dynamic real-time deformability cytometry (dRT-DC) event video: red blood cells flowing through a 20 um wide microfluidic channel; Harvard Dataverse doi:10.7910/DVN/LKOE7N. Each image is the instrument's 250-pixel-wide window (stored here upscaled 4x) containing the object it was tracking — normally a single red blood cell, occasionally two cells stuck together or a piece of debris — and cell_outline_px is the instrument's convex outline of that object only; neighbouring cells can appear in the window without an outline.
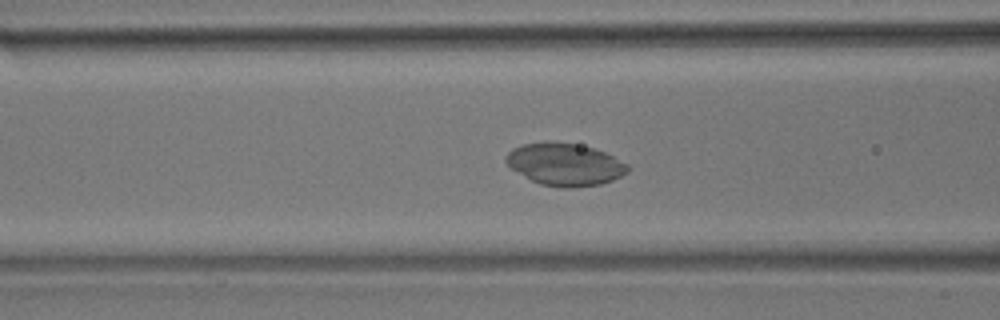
{"species": "common noctule bat (a hibernating species)", "species_latin": "Nyctalus noctula", "temperature_condition": "room temperature", "stored_images_in_passage": 53, "camera_frame_rate_fps": 3000, "um_per_image_px": 0.085, "animal": {"sex": "male", "body_mass_g": 17.9}, "frame": {"image": 1, "passage_image": 20, "time_ms": 6.333, "image_size_px": [1000, 320], "cell_outline_px": [[628, 172], [612, 180], [600, 184], [572, 188], [560, 188], [540, 184], [532, 180], [512, 168], [504, 160], [504, 156], [512, 148], [520, 144], [548, 140], [576, 144], [592, 148], [604, 152], [628, 164]], "centroid_in_image_um": [47.98, 13.96], "position_along_channel_um": 118.6, "area_um2": 30.11}}
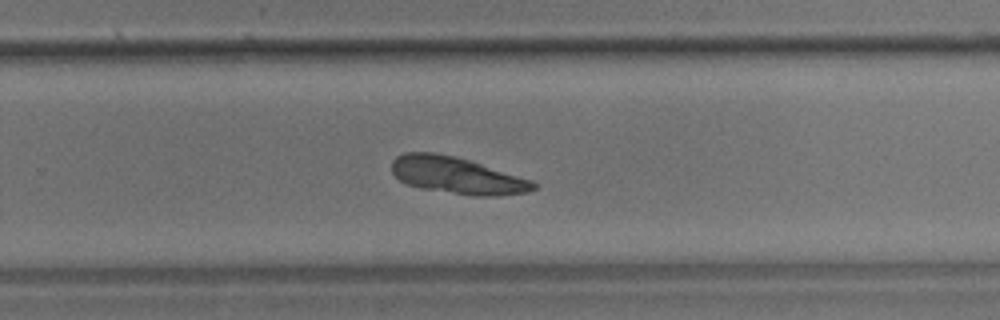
{"frame": {"image": 2, "passage_image": 34, "time_ms": 11.0, "image_size_px": [1000, 320], "cell_outline_px": [[540, 184], [536, 188], [528, 192], [496, 196], [472, 196], [420, 188], [408, 184], [400, 180], [392, 172], [392, 160], [396, 156], [404, 152], [432, 152], [452, 156], [468, 160], [532, 180]], "centroid_in_image_um": [38.85, 14.92], "position_along_channel_um": 291.0, "area_um2": 30.29}}
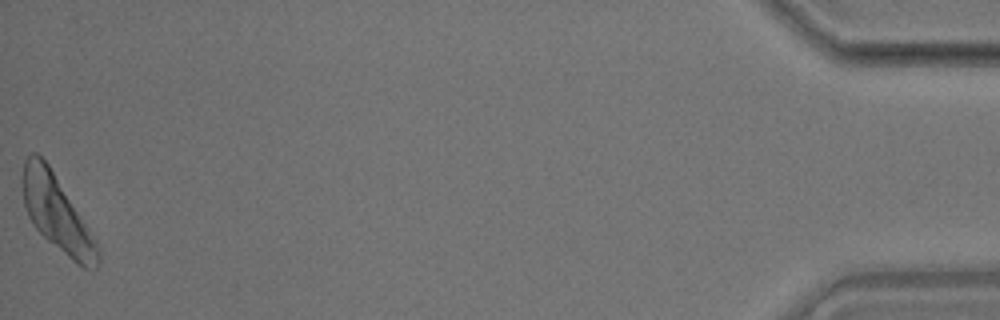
{"frame": {"image": 3, "passage_image": 53, "time_ms": 17.333, "image_size_px": [1000, 320], "cell_outline_px": [[100, 260], [96, 268], [84, 268], [76, 264], [48, 240], [36, 228], [28, 216], [24, 204], [20, 184], [20, 180], [24, 160], [32, 152], [36, 152], [48, 164], [96, 240], [100, 248]], "centroid_in_image_um": [4.81, 18.14], "position_along_channel_um": 430.4, "area_um2": 32.89}}